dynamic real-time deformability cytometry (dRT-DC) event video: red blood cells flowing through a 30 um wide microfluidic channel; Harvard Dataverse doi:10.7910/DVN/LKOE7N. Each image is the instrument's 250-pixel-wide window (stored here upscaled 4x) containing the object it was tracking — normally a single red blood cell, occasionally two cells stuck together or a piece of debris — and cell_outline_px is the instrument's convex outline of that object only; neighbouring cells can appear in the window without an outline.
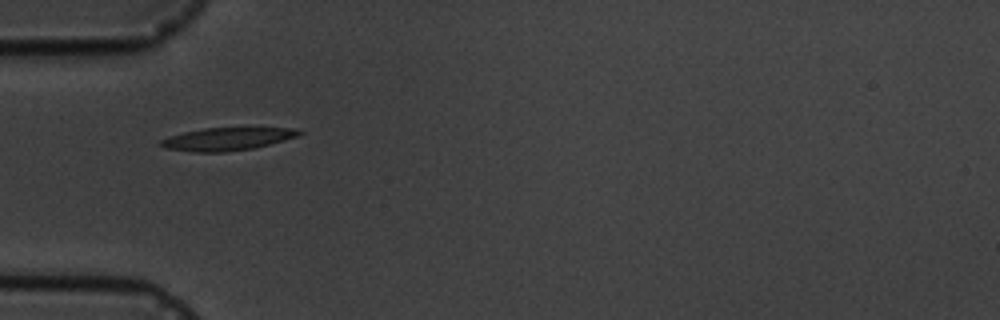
{"species": "common noctule bat (a hibernating species)", "species_latin": "Nyctalus noctula", "temperature_condition": "cold", "stored_images_in_passage": 12, "camera_frame_rate_fps": 3000, "um_per_image_px": 0.085, "animal": {"sex": "male", "body_mass_g": 19.5, "forearm_length_mm": 54.6}, "frame": {"image": 1, "passage_image": 1, "time_ms": 0.0, "image_size_px": [1000, 320], "cell_outline_px": [[304, 132], [300, 136], [256, 148], [224, 152], [196, 152], [164, 148], [156, 144], [160, 140], [184, 132], [204, 128], [296, 128]], "centroid_in_image_um": [19.34, 11.82], "position_along_channel_um": 65.7, "area_um2": 18.5}}
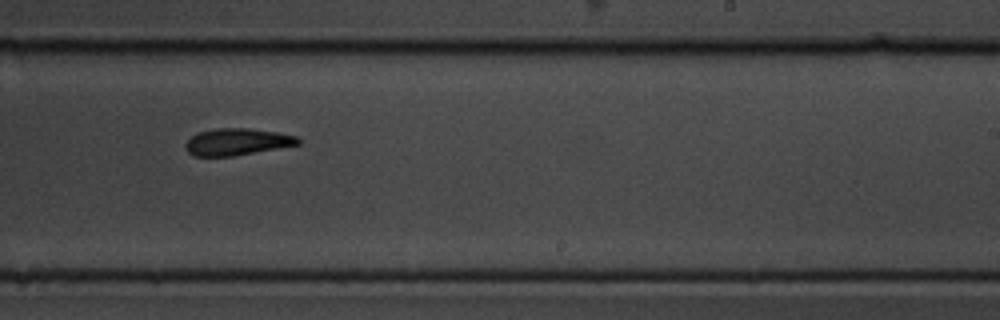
{"frame": {"image": 2, "passage_image": 6, "time_ms": 5.667, "image_size_px": [1000, 320], "cell_outline_px": [[300, 144], [232, 156], [196, 156], [188, 152], [184, 144], [192, 136], [200, 132], [216, 128], [248, 128], [276, 132], [296, 136], [300, 140]], "centroid_in_image_um": [20.14, 12.05], "position_along_channel_um": 268.9, "area_um2": 17.34}}
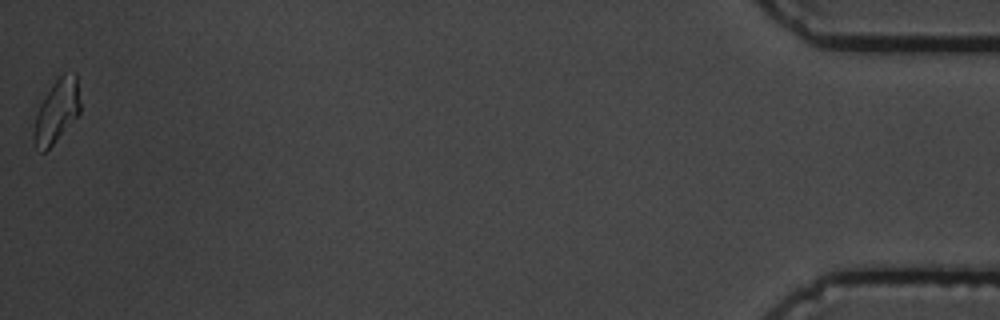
{"frame": {"image": 3, "passage_image": 12, "time_ms": 12.667, "image_size_px": [1000, 320], "cell_outline_px": [[80, 112], [52, 144], [44, 152], [40, 152], [32, 136], [32, 132], [36, 116], [40, 104], [52, 84], [64, 72], [76, 72], [80, 104]], "centroid_in_image_um": [4.82, 9.41], "position_along_channel_um": 430.4, "area_um2": 16.7}, "authors_computed_cell_mechanics": {"area_um2": 17.7735, "velocity_mm_per_s": 3.6177, "shape_relaxation_time_tau1_ms": 6.0526, "shape_relaxation_time_tau2_ms": null, "deformation_change_tau1": 0.138, "deformation_change_tau2": null}}